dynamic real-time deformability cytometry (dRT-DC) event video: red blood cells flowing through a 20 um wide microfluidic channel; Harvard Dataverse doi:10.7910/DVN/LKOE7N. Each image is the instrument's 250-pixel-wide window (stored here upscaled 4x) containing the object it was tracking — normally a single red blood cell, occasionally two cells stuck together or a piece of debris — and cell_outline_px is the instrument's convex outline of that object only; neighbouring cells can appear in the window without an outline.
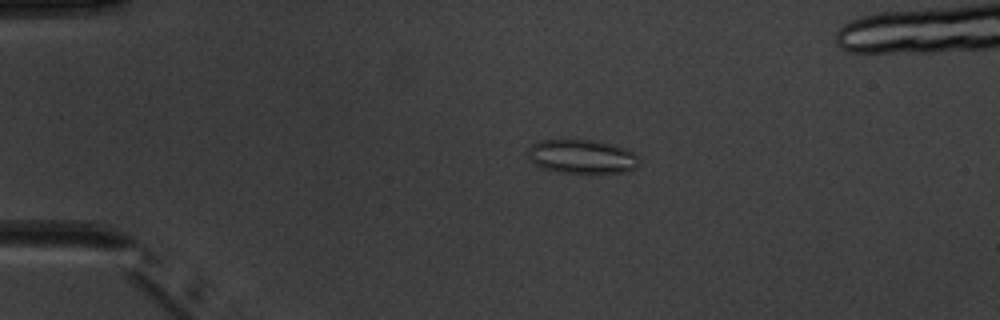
{"species": "common noctule bat (a hibernating species)", "species_latin": "Nyctalus noctula", "temperature_condition": "warm", "stored_images_in_passage": 6, "camera_frame_rate_fps": 3000, "um_per_image_px": 0.085, "animal": {"sex": "male", "body_mass_g": 20.1, "forearm_length_mm": 53.5}, "frame": {"image": 1, "passage_image": 4, "time_ms": 3.667, "image_size_px": [1000, 320], "cell_outline_px": [[640, 160], [628, 172], [560, 172], [540, 168], [528, 156], [528, 148], [532, 144], [540, 140], [596, 140], [612, 144], [624, 148], [632, 152]], "centroid_in_image_um": [49.43, 13.29], "position_along_channel_um": 35.6, "area_um2": 21.68}}